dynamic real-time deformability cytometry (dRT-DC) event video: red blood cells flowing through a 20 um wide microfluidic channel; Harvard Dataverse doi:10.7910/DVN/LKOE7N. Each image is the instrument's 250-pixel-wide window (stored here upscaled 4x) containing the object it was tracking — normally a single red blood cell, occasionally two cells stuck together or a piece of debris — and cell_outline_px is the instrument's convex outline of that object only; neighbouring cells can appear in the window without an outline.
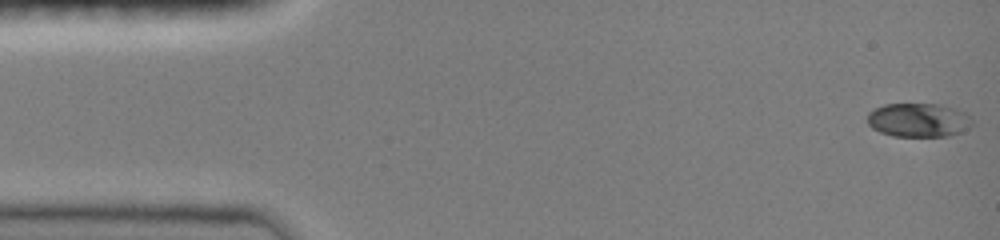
{"species": "common noctule bat (a hibernating species)", "species_latin": "Nyctalus noctula", "temperature_condition": "room temperature", "stored_images_in_passage": 30, "camera_frame_rate_fps": 3000, "um_per_image_px": 0.085, "animal": {"sex": "female", "body_mass_g": 19.0, "forearm_length_mm": 51.5}, "frame": {"image": 1, "passage_image": 1, "time_ms": 0.0, "image_size_px": [1000, 240], "cell_outline_px": [[972, 124], [960, 132], [948, 136], [892, 136], [880, 132], [872, 128], [868, 124], [868, 112], [884, 104], [940, 104], [956, 108], [968, 112], [972, 120]], "centroid_in_image_um": [78.09, 10.2], "position_along_channel_um": 6.9, "area_um2": 20.81}}
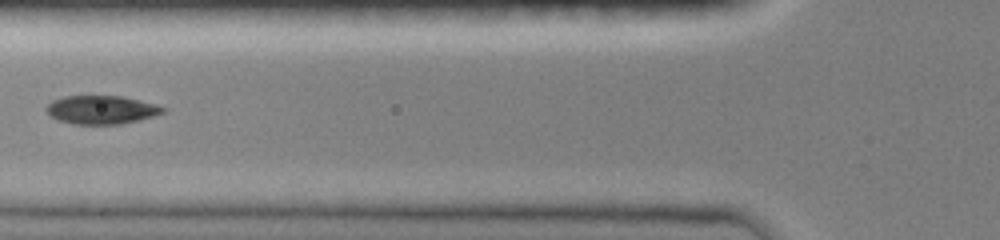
{"frame": {"image": 2, "passage_image": 13, "time_ms": 5.667, "image_size_px": [1000, 240], "cell_outline_px": [[168, 108], [164, 112], [140, 120], [120, 124], [76, 124], [60, 120], [52, 116], [44, 108], [52, 100], [64, 96], [124, 96], [156, 104]], "centroid_in_image_um": [8.65, 9.32], "position_along_channel_um": 117.1, "area_um2": 19.31}}
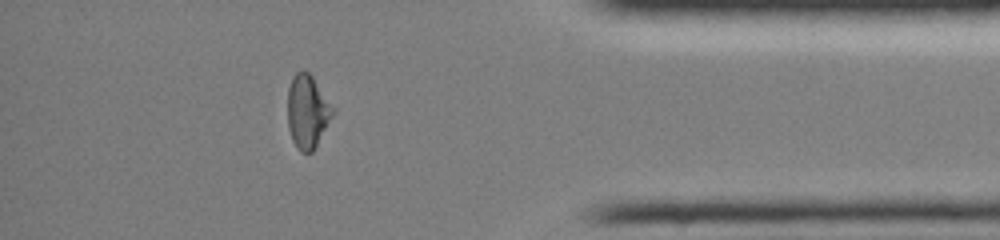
{"frame": {"image": 3, "passage_image": 26, "time_ms": 13.333, "image_size_px": [1000, 240], "cell_outline_px": [[332, 116], [312, 152], [300, 152], [296, 148], [292, 140], [288, 128], [288, 88], [292, 76], [296, 72], [308, 72], [312, 76], [332, 108]], "centroid_in_image_um": [26.08, 9.5], "position_along_channel_um": 409.1, "area_um2": 18.73}, "authors_computed_cell_mechanics": {"area_um2": 19.6231, "velocity_mm_per_s": 4.0651, "shape_relaxation_time_tau1_ms": 7.6263, "shape_relaxation_time_tau2_ms": 1.8252, "deformation_change_tau1": 0.2493, "deformation_change_tau2": 0.0407}}